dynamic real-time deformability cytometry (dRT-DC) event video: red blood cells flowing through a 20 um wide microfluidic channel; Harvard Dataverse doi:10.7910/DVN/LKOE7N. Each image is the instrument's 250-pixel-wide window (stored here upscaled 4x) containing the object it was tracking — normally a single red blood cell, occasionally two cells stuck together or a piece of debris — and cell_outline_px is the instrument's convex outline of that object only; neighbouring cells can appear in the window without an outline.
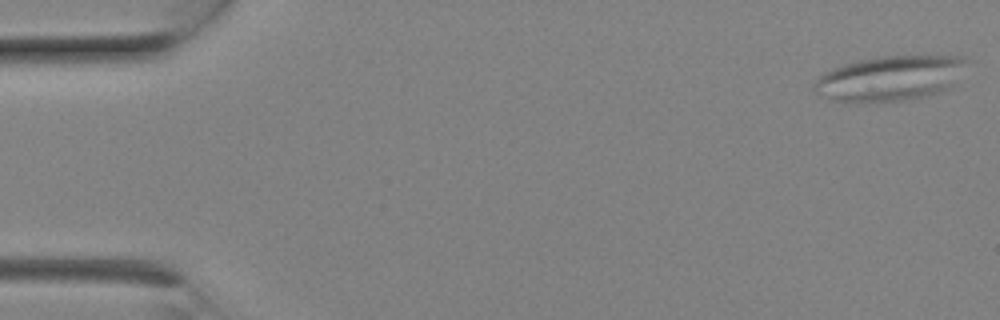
{"species": "Egyptian fruit bat (a non-hibernating species)", "species_latin": "Rousettus aegyptiacus", "temperature_condition": "room temperature", "stored_images_in_passage": 8, "camera_frame_rate_fps": 3000, "um_per_image_px": 0.085, "animal": {"sex": "female"}, "frame": {"image": 1, "passage_image": 1, "time_ms": 0.0, "image_size_px": [1000, 320], "cell_outline_px": [[972, 60], [956, 84], [952, 88], [940, 92], [924, 96], [904, 100], [828, 100], [816, 92], [812, 88], [812, 84], [824, 72], [844, 64], [860, 60], [880, 56], [964, 56]], "centroid_in_image_um": [75.77, 6.62], "position_along_channel_um": 9.2, "area_um2": 40.0}}